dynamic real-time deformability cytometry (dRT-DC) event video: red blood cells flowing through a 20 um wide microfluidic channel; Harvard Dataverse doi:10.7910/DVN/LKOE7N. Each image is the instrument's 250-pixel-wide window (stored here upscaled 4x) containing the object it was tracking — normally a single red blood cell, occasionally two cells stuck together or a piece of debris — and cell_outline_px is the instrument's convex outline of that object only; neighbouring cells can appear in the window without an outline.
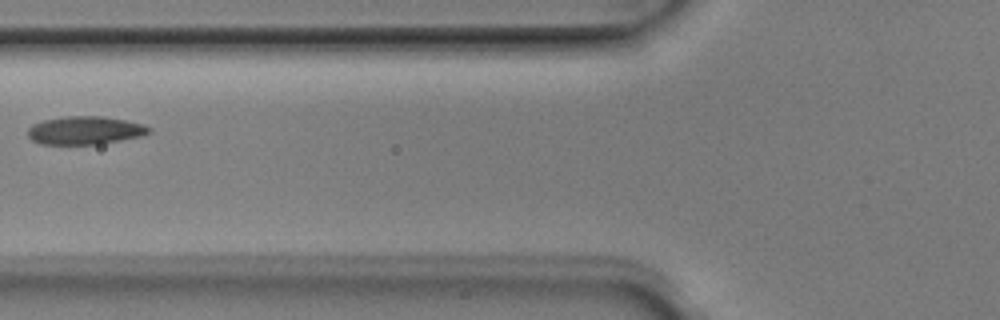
{"species": "Egyptian fruit bat (a non-hibernating species)", "species_latin": "Rousettus aegyptiacus", "temperature_condition": "room temperature", "stored_images_in_passage": 4, "camera_frame_rate_fps": 3000, "um_per_image_px": 0.085, "animal": {"sex": "male"}, "frame": {"image": 1, "passage_image": 2, "time_ms": 0.333, "image_size_px": [1000, 320], "cell_outline_px": [[152, 132], [144, 136], [100, 144], [40, 144], [32, 140], [28, 136], [28, 128], [32, 124], [44, 120], [64, 116], [100, 116], [124, 120], [144, 124], [152, 128]], "centroid_in_image_um": [7.26, 11.08], "position_along_channel_um": 118.5, "area_um2": 20.06}}
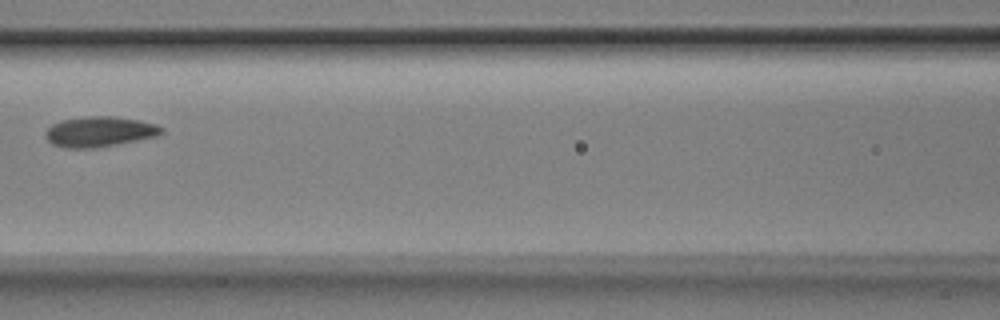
{"frame": {"image": 2, "passage_image": 3, "time_ms": 0.667, "image_size_px": [1000, 320], "cell_outline_px": [[164, 132], [160, 136], [96, 148], [64, 148], [52, 144], [44, 136], [44, 132], [52, 124], [60, 120], [88, 116], [112, 116], [140, 120], [156, 124], [164, 128]], "centroid_in_image_um": [8.47, 11.19], "position_along_channel_um": 158.1, "area_um2": 20.81}}
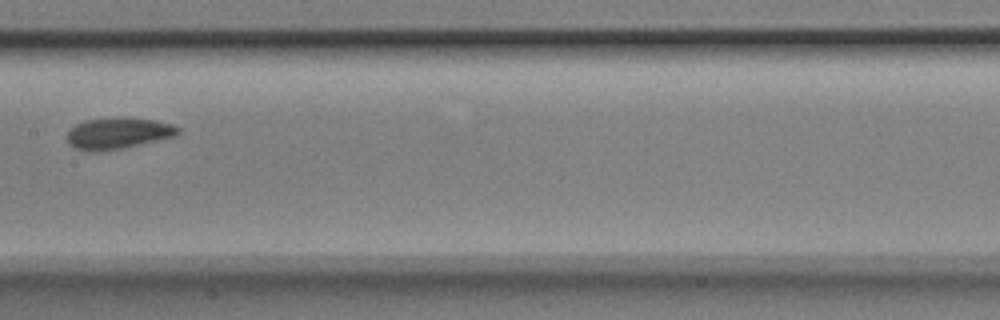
{"frame": {"image": 3, "passage_image": 4, "time_ms": 1.0, "image_size_px": [1000, 320], "cell_outline_px": [[180, 132], [176, 136], [120, 148], [96, 152], [88, 152], [72, 148], [68, 144], [68, 132], [76, 124], [84, 120], [116, 116], [128, 116], [156, 120], [172, 124], [180, 128]], "centroid_in_image_um": [10.02, 11.3], "position_along_channel_um": 197.4, "area_um2": 20.63}}